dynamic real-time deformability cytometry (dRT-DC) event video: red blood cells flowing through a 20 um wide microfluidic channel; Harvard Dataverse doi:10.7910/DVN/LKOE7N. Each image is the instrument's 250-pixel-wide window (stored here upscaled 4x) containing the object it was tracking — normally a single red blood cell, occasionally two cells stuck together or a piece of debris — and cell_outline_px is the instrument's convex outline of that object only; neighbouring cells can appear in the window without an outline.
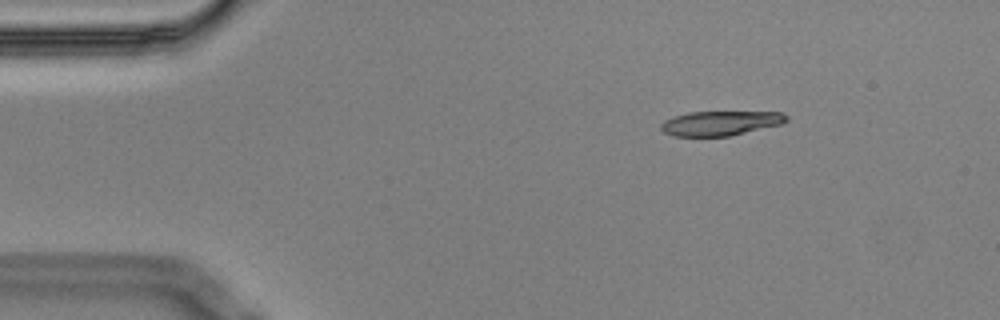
{"species": "Egyptian fruit bat (a non-hibernating species)", "species_latin": "Rousettus aegyptiacus", "temperature_condition": "cold", "stored_images_in_passage": 4, "camera_frame_rate_fps": 3000, "um_per_image_px": 0.085, "animal": {"sex": "male"}, "frame": {"image": 1, "passage_image": 2, "time_ms": 0.333, "image_size_px": [1000, 320], "cell_outline_px": [[788, 120], [780, 124], [728, 136], [672, 136], [664, 132], [660, 128], [660, 124], [664, 120], [688, 112], [784, 112], [788, 116]], "centroid_in_image_um": [61.22, 10.46], "position_along_channel_um": 23.8, "area_um2": 17.8}}